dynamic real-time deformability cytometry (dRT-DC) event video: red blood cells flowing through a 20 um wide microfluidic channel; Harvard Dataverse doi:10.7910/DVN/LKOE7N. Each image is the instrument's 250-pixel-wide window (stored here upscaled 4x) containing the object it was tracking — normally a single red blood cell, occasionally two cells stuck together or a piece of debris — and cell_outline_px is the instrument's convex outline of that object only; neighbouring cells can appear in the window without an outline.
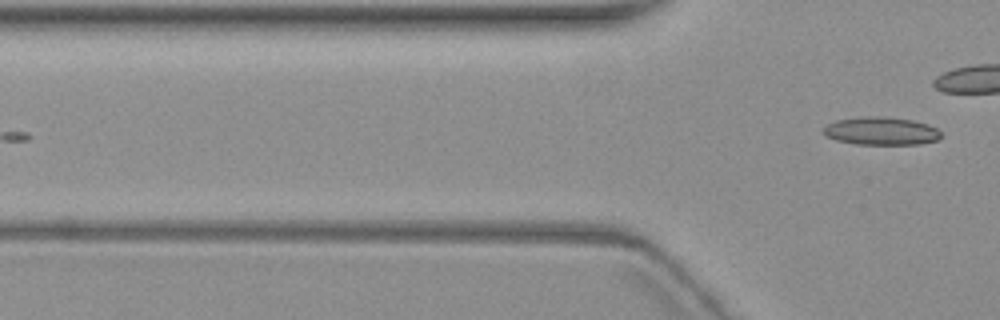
{"species": "common noctule bat (a hibernating species)", "species_latin": "Nyctalus noctula", "temperature_condition": "warm", "stored_images_in_passage": 2, "camera_frame_rate_fps": 3000, "um_per_image_px": 0.085, "animal": {"sex": "female", "body_mass_g": 19.3, "forearm_length_mm": 54.1}, "frame": {"image": 1, "passage_image": 2, "time_ms": 1.333, "image_size_px": [1000, 320], "cell_outline_px": [[940, 136], [936, 140], [920, 144], [856, 144], [836, 140], [824, 136], [824, 128], [828, 124], [836, 120], [864, 116], [884, 116], [912, 120], [928, 124], [936, 128], [940, 132]], "centroid_in_image_um": [74.88, 11.13], "position_along_channel_um": 50.9, "area_um2": 19.13}}